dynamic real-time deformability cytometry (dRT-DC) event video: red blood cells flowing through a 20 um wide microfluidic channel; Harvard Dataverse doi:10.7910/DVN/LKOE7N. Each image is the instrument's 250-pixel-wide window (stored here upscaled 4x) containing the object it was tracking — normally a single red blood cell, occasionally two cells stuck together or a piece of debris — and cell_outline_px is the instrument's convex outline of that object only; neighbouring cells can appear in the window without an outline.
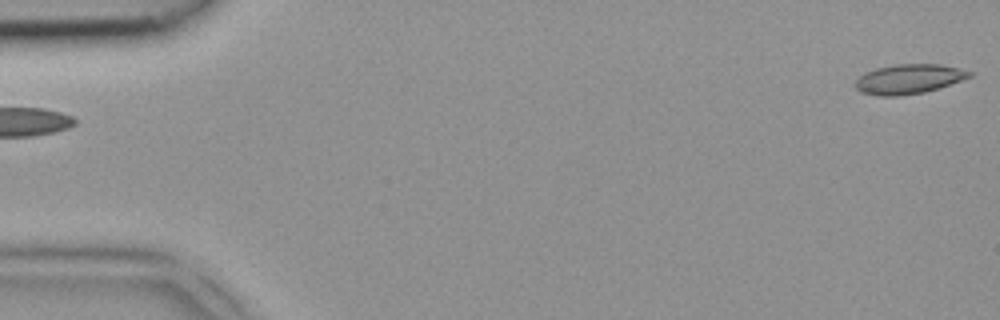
{"species": "common noctule bat (a hibernating species)", "species_latin": "Nyctalus noctula", "temperature_condition": "room temperature", "stored_images_in_passage": 4, "camera_frame_rate_fps": 3000, "um_per_image_px": 0.085, "animal": {"sex": "female", "body_mass_g": 18.4}, "frame": {"image": 1, "passage_image": 1, "time_ms": 0.0, "image_size_px": [1000, 320], "cell_outline_px": [[972, 76], [924, 92], [900, 96], [876, 96], [860, 92], [856, 88], [856, 80], [864, 72], [876, 68], [896, 64], [940, 64], [972, 72]], "centroid_in_image_um": [77.18, 6.72], "position_along_channel_um": 7.8, "area_um2": 19.48}}
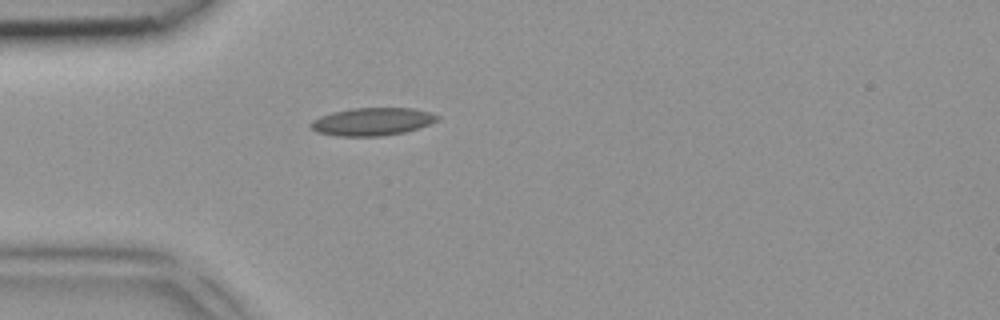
{"frame": {"image": 2, "passage_image": 4, "time_ms": 1.0, "image_size_px": [1000, 320], "cell_outline_px": [[440, 116], [436, 120], [428, 124], [404, 132], [380, 136], [336, 136], [316, 132], [308, 124], [312, 120], [320, 116], [332, 112], [352, 108], [412, 108], [428, 112]], "centroid_in_image_um": [31.57, 10.34], "position_along_channel_um": 53.4, "area_um2": 20.35}}